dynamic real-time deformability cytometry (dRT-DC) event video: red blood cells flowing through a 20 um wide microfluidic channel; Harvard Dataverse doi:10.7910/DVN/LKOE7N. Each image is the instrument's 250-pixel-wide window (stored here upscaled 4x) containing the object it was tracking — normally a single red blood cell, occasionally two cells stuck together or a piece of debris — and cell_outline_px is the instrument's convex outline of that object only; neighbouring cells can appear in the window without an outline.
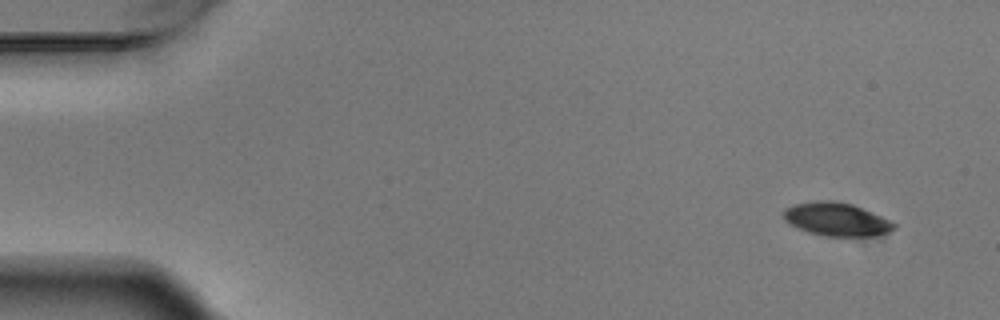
{"species": "Egyptian fruit bat (a non-hibernating species)", "species_latin": "Rousettus aegyptiacus", "temperature_condition": "warm", "stored_images_in_passage": 8, "camera_frame_rate_fps": 3000, "um_per_image_px": 0.085, "animal": {"sex": "male"}, "frame": {"image": 1, "passage_image": 1, "time_ms": 0.0, "image_size_px": [1000, 320], "cell_outline_px": [[896, 228], [888, 232], [876, 236], [824, 236], [808, 232], [784, 220], [784, 208], [796, 204], [816, 200], [836, 200], [852, 204], [872, 212], [896, 224]], "centroid_in_image_um": [71.11, 18.63], "position_along_channel_um": 13.9, "area_um2": 21.33}}
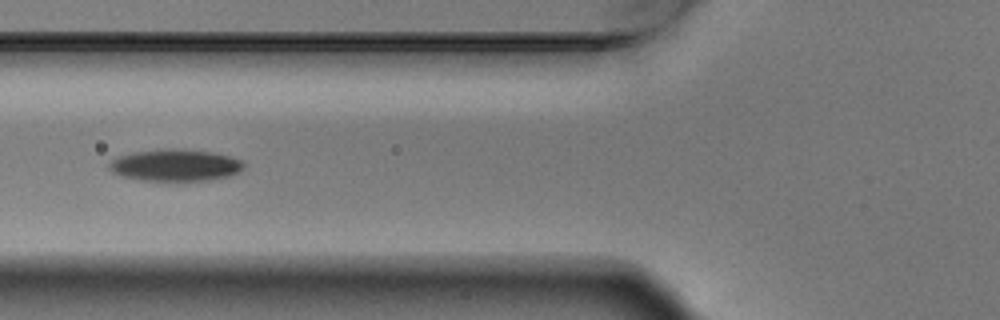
{"frame": {"image": 2, "passage_image": 6, "time_ms": 1.667, "image_size_px": [1000, 320], "cell_outline_px": [[244, 168], [240, 172], [228, 176], [212, 180], [144, 180], [120, 176], [112, 172], [108, 168], [108, 164], [112, 160], [120, 156], [132, 152], [160, 148], [184, 148], [212, 152], [244, 160]], "centroid_in_image_um": [14.91, 14.02], "position_along_channel_um": 110.9, "area_um2": 25.26}}
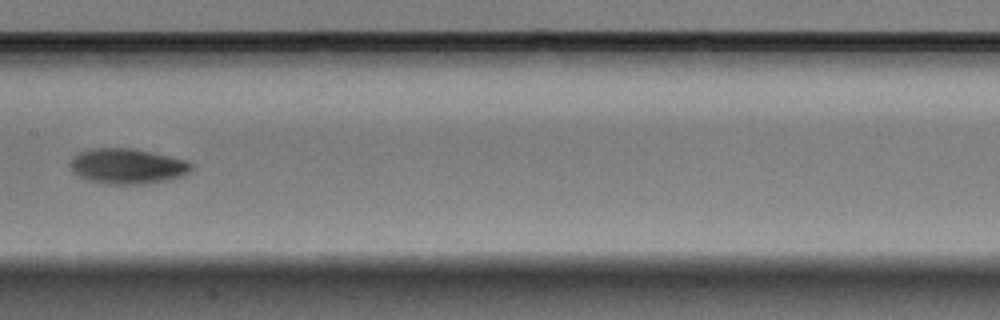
{"frame": {"image": 3, "passage_image": 8, "time_ms": 2.333, "image_size_px": [1000, 320], "cell_outline_px": [[192, 168], [188, 172], [180, 176], [168, 180], [144, 184], [104, 184], [88, 180], [72, 172], [72, 160], [80, 152], [88, 148], [132, 148], [172, 156], [188, 160], [192, 164]], "centroid_in_image_um": [10.86, 14.12], "position_along_channel_um": 196.5, "area_um2": 24.91}}